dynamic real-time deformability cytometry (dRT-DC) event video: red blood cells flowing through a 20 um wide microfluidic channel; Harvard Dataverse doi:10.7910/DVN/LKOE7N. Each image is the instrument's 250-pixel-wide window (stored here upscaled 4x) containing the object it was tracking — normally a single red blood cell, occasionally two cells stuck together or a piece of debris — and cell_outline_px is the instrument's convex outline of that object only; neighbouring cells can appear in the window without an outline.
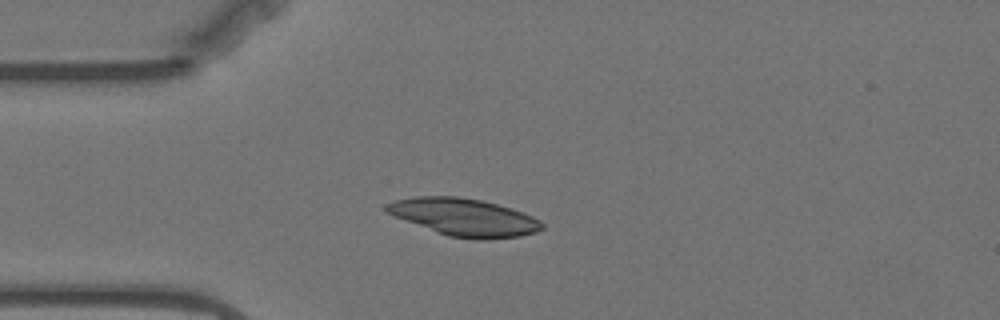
{"species": "Egyptian fruit bat (a non-hibernating species)", "species_latin": "Rousettus aegyptiacus", "temperature_condition": "warm", "stored_images_in_passage": 12, "camera_frame_rate_fps": 3000, "um_per_image_px": 0.085, "animal": {"sex": "female"}, "frame": {"image": 1, "passage_image": 7, "time_ms": 2.0, "image_size_px": [1000, 320], "cell_outline_px": [[544, 228], [536, 232], [520, 236], [484, 240], [476, 240], [448, 236], [436, 232], [396, 216], [388, 212], [384, 208], [384, 204], [396, 200], [416, 196], [456, 196], [480, 200], [512, 208], [532, 216], [540, 220], [544, 224]], "centroid_in_image_um": [39.49, 18.47], "position_along_channel_um": 45.5, "area_um2": 33.81}}
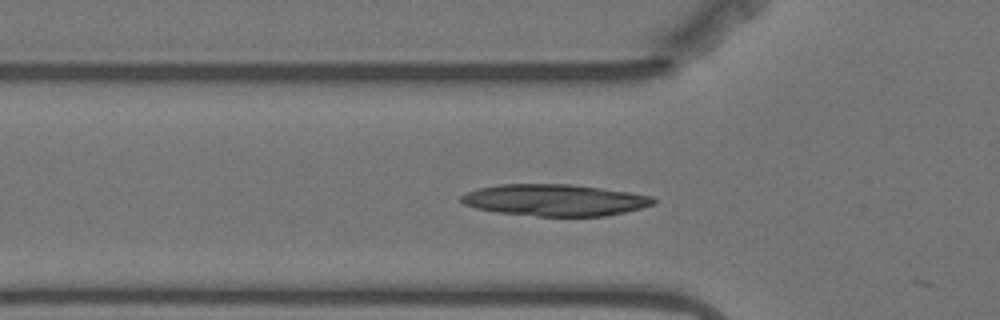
{"frame": {"image": 2, "passage_image": 11, "time_ms": 3.333, "image_size_px": [1000, 320], "cell_outline_px": [[656, 200], [652, 204], [640, 208], [624, 212], [604, 216], [536, 216], [496, 212], [476, 208], [464, 204], [460, 200], [460, 196], [468, 192], [480, 188], [500, 184], [568, 184], [600, 188], [628, 192], [652, 196]], "centroid_in_image_um": [47.13, 17.01], "position_along_channel_um": 78.7, "area_um2": 35.14}}